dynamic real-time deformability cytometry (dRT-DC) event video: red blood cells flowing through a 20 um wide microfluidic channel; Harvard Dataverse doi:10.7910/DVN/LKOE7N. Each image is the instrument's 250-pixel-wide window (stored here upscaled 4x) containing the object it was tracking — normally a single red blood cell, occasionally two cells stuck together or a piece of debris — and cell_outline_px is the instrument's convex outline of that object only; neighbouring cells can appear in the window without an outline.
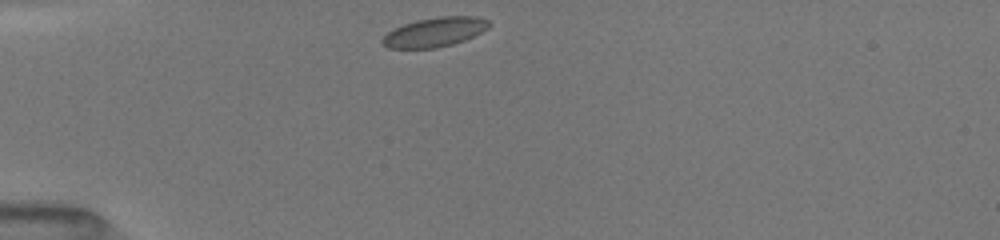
{"species": "common noctule bat (a hibernating species)", "species_latin": "Nyctalus noctula", "temperature_condition": "room temperature", "stored_images_in_passage": 7, "camera_frame_rate_fps": 3000, "um_per_image_px": 0.085, "animal": {"sex": "female", "body_mass_g": 19.5, "forearm_length_mm": 54.1}, "frame": {"image": 1, "passage_image": 1, "time_ms": 0.0, "image_size_px": [1000, 240], "cell_outline_px": [[492, 24], [488, 28], [464, 40], [452, 44], [436, 48], [388, 48], [380, 40], [388, 32], [404, 24], [416, 20], [440, 16], [476, 16], [488, 20]], "centroid_in_image_um": [36.97, 2.72], "position_along_channel_um": 48.0, "area_um2": 18.09}}